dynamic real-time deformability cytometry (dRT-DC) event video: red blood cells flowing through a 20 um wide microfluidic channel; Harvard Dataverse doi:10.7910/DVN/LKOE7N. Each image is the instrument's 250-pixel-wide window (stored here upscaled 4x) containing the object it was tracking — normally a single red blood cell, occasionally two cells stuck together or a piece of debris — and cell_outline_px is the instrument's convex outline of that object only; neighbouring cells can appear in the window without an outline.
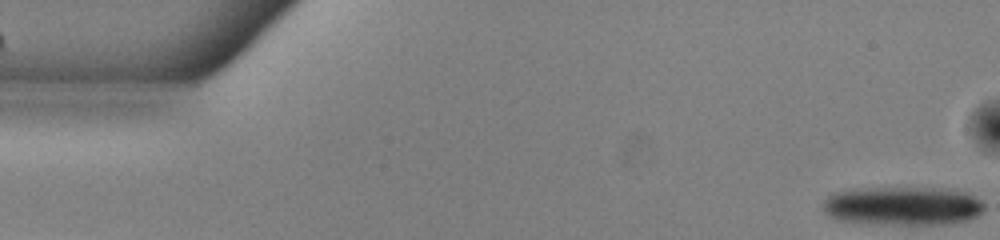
{"species": "common noctule bat (a hibernating species)", "species_latin": "Nyctalus noctula", "temperature_condition": "warm", "stored_images_in_passage": 14, "camera_frame_rate_fps": 3000, "um_per_image_px": 0.085, "animal": {"sex": "male", "body_mass_g": 13.0, "forearm_length_mm": 53.1}, "frame": {"image": 1, "passage_image": 1, "time_ms": 0.0, "image_size_px": [1000, 240], "cell_outline_px": [[984, 212], [968, 220], [952, 224], [860, 224], [836, 220], [828, 216], [824, 212], [824, 200], [832, 192], [856, 188], [956, 188], [968, 192], [980, 200], [984, 204]], "centroid_in_image_um": [76.73, 17.5], "position_along_channel_um": 8.3, "area_um2": 37.4}}